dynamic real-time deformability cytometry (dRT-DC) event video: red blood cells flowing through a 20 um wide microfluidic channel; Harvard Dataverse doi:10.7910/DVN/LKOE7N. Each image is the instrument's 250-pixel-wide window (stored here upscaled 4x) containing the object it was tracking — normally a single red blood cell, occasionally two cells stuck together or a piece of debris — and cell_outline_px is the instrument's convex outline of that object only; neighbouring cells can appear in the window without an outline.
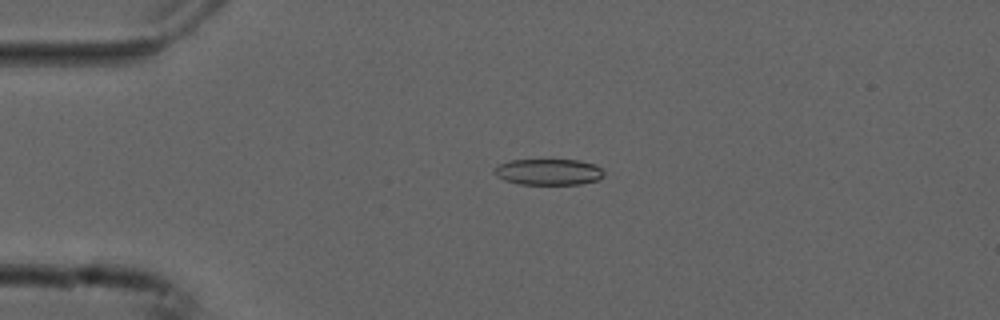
{"species": "common noctule bat (a hibernating species)", "species_latin": "Nyctalus noctula", "temperature_condition": "cold", "stored_images_in_passage": 55, "camera_frame_rate_fps": 3000, "um_per_image_px": 0.085, "animal": {"sex": "male", "forearm_length_mm": 52.5}, "frame": {"image": 1, "passage_image": 13, "time_ms": 4.0, "image_size_px": [1000, 320], "cell_outline_px": [[604, 176], [600, 180], [580, 184], [520, 184], [504, 180], [496, 176], [492, 172], [492, 168], [500, 164], [512, 160], [580, 160], [596, 164], [604, 172]], "centroid_in_image_um": [46.63, 14.61], "position_along_channel_um": 38.4, "area_um2": 16.88}}
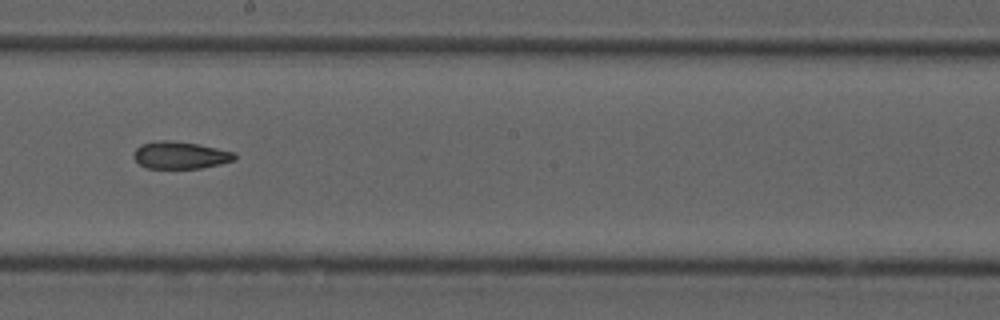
{"frame": {"image": 2, "passage_image": 31, "time_ms": 10.0, "image_size_px": [1000, 320], "cell_outline_px": [[236, 160], [220, 164], [200, 168], [144, 168], [132, 156], [136, 148], [140, 144], [156, 140], [168, 140], [196, 144], [236, 152]], "centroid_in_image_um": [15.31, 13.19], "position_along_channel_um": 232.9, "area_um2": 16.07}}
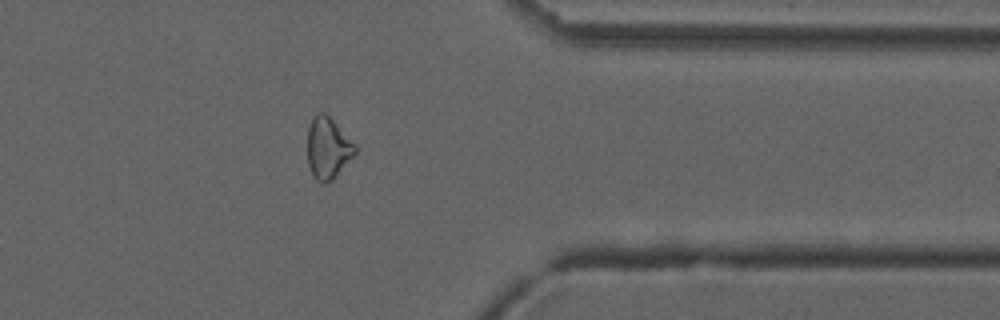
{"frame": {"image": 3, "passage_image": 44, "time_ms": 14.333, "image_size_px": [1000, 320], "cell_outline_px": [[356, 152], [336, 176], [332, 180], [324, 184], [320, 184], [312, 176], [308, 164], [308, 128], [312, 116], [316, 112], [324, 112], [356, 144]], "centroid_in_image_um": [27.85, 12.6], "position_along_channel_um": 383.6, "area_um2": 17.11}, "authors_computed_cell_mechanics": {"area_um2": 17.5134, "velocity_mm_per_s": 3.7737, "shape_relaxation_time_tau1_ms": null, "shape_relaxation_time_tau2_ms": 6.7563, "deformation_change_tau1": null, "deformation_change_tau2": 0.145}}